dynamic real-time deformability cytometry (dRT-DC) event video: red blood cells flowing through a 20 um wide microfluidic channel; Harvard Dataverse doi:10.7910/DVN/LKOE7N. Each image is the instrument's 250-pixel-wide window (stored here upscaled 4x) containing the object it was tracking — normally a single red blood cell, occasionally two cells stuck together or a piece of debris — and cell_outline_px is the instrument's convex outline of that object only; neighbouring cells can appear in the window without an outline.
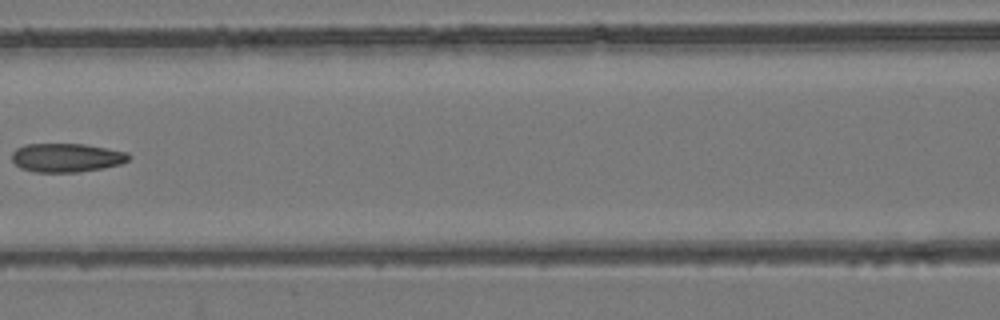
{"species": "common noctule bat (a hibernating species)", "species_latin": "Nyctalus noctula", "temperature_condition": "room temperature", "stored_images_in_passage": 8, "camera_frame_rate_fps": 3000, "um_per_image_px": 0.085, "animal": {"sex": "female", "body_mass_g": 24.6, "forearm_length_mm": 56.2}, "frame": {"image": 1, "passage_image": 7, "time_ms": 7.0, "image_size_px": [1000, 320], "cell_outline_px": [[132, 156], [128, 160], [120, 164], [104, 168], [76, 172], [32, 172], [20, 168], [12, 160], [12, 152], [16, 148], [24, 144], [84, 144], [128, 152]], "centroid_in_image_um": [5.65, 13.4], "position_along_channel_um": 161.0, "area_um2": 19.71}}
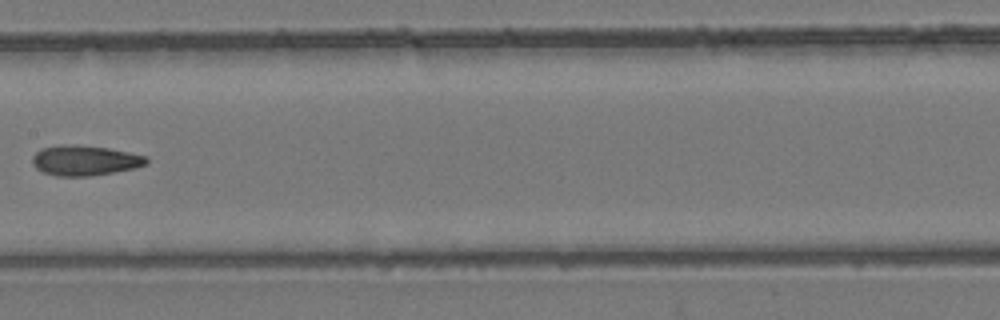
{"frame": {"image": 2, "passage_image": 8, "time_ms": 8.0, "image_size_px": [1000, 320], "cell_outline_px": [[148, 164], [136, 168], [88, 176], [56, 176], [44, 172], [36, 168], [32, 164], [32, 156], [40, 148], [64, 144], [108, 148], [148, 156]], "centroid_in_image_um": [7.21, 13.64], "position_along_channel_um": 200.2, "area_um2": 20.0}}